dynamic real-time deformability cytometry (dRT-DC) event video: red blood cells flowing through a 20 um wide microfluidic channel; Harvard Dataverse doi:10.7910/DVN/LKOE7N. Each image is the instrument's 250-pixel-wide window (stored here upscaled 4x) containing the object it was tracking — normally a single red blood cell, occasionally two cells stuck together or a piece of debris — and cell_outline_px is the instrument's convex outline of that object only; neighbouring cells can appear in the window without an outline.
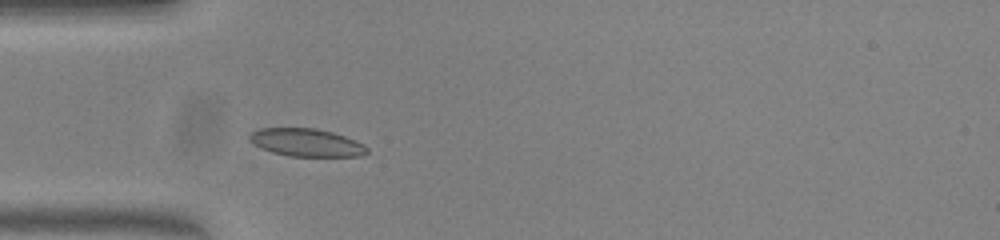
{"species": "common noctule bat (a hibernating species)", "species_latin": "Nyctalus noctula", "temperature_condition": "warm", "stored_images_in_passage": 38, "camera_frame_rate_fps": 3000, "um_per_image_px": 0.085, "animal": {"sex": "female", "body_mass_g": 23.0, "forearm_length_mm": 53.4}, "frame": {"image": 1, "passage_image": 1, "time_ms": 0.0, "image_size_px": [1000, 240], "cell_outline_px": [[368, 152], [360, 156], [288, 156], [272, 152], [260, 148], [248, 140], [248, 136], [252, 132], [260, 128], [316, 128], [332, 132], [344, 136], [364, 144], [368, 148]], "centroid_in_image_um": [26.02, 12.11], "position_along_channel_um": 59.0, "area_um2": 19.07}}
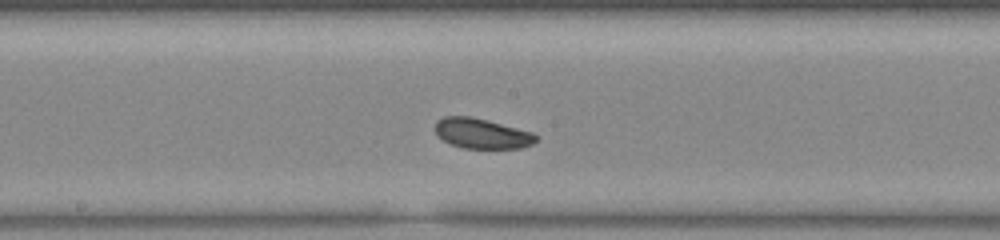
{"frame": {"image": 2, "passage_image": 13, "time_ms": 4.0, "image_size_px": [1000, 240], "cell_outline_px": [[540, 136], [532, 144], [520, 148], [464, 148], [452, 144], [444, 140], [432, 128], [436, 120], [444, 116], [468, 116], [488, 120], [532, 132]], "centroid_in_image_um": [40.94, 11.33], "position_along_channel_um": 207.3, "area_um2": 17.74}}
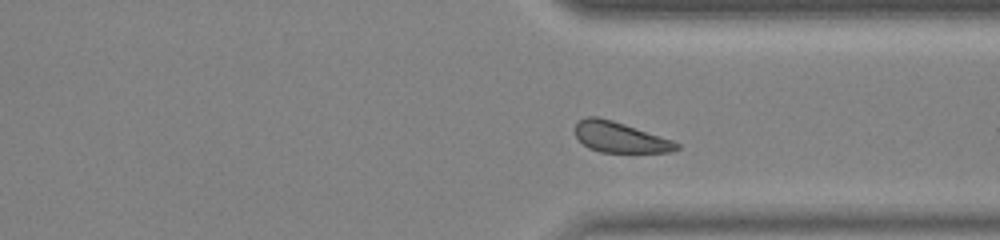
{"frame": {"image": 3, "passage_image": 25, "time_ms": 8.0, "image_size_px": [1000, 240], "cell_outline_px": [[680, 148], [672, 152], [600, 152], [588, 148], [576, 136], [572, 128], [580, 120], [588, 116], [596, 116], [612, 120], [672, 140], [680, 144]], "centroid_in_image_um": [52.67, 11.67], "position_along_channel_um": 358.7, "area_um2": 17.98}, "authors_computed_cell_mechanics": {"area_um2": 18.496, "velocity_mm_per_s": 3.7838, "shape_relaxation_time_tau1_ms": 1.968, "shape_relaxation_time_tau2_ms": null, "deformation_change_tau1": 0.0658, "deformation_change_tau2": null}}